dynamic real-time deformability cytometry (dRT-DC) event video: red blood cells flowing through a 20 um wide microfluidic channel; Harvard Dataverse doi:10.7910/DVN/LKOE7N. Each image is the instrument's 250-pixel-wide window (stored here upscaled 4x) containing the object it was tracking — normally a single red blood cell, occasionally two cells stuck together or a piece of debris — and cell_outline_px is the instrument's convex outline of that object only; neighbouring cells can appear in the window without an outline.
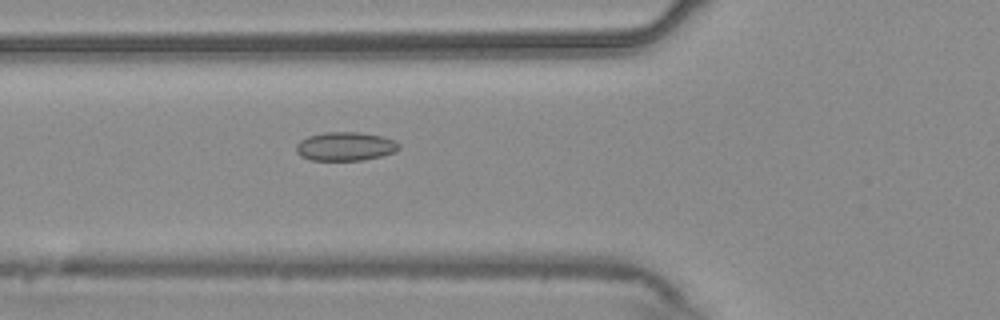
{"species": "common noctule bat (a hibernating species)", "species_latin": "Nyctalus noctula", "temperature_condition": "warm", "stored_images_in_passage": 56, "camera_frame_rate_fps": 3000, "um_per_image_px": 0.085, "animal": {"sex": "male", "body_mass_g": 20.4}, "frame": {"image": 1, "passage_image": 21, "time_ms": 6.667, "image_size_px": [1000, 320], "cell_outline_px": [[400, 148], [396, 152], [364, 160], [312, 160], [300, 156], [296, 152], [296, 144], [300, 140], [308, 136], [324, 132], [360, 132], [380, 136], [396, 140], [400, 144]], "centroid_in_image_um": [29.36, 12.44], "position_along_channel_um": 96.4, "area_um2": 17.34}}
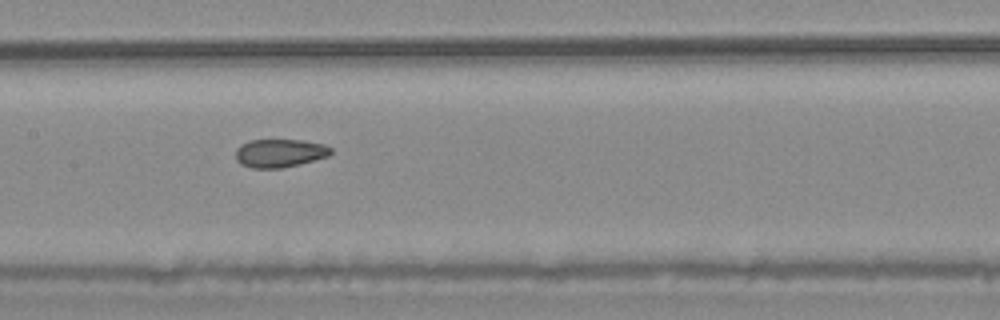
{"frame": {"image": 2, "passage_image": 28, "time_ms": 9.0, "image_size_px": [1000, 320], "cell_outline_px": [[332, 152], [328, 156], [300, 164], [280, 168], [252, 168], [240, 164], [236, 160], [236, 148], [240, 144], [248, 140], [300, 140], [324, 144], [332, 148]], "centroid_in_image_um": [23.75, 13.01], "position_along_channel_um": 183.7, "area_um2": 15.78}}
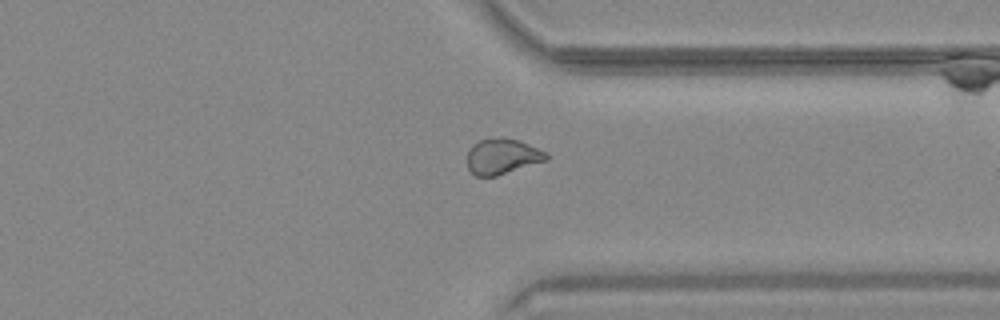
{"frame": {"image": 3, "passage_image": 43, "time_ms": 14.0, "image_size_px": [1000, 320], "cell_outline_px": [[548, 160], [496, 176], [476, 176], [468, 168], [468, 152], [472, 144], [480, 140], [500, 136], [504, 136], [520, 140], [548, 152]], "centroid_in_image_um": [42.73, 13.27], "position_along_channel_um": 368.7, "area_um2": 16.65}, "authors_computed_cell_mechanics": {"area_um2": 17.2244, "velocity_mm_per_s": 3.7142, "shape_relaxation_time_tau1_ms": null, "shape_relaxation_time_tau2_ms": 1.6904, "deformation_change_tau1": null, "deformation_change_tau2": 0.0628}}